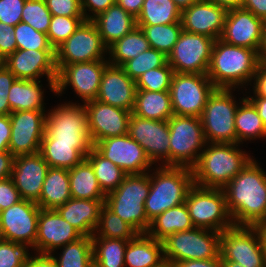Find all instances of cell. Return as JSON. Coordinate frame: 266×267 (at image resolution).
Listing matches in <instances>:
<instances>
[{"label":"cell","instance_id":"f35d334b","mask_svg":"<svg viewBox=\"0 0 266 267\" xmlns=\"http://www.w3.org/2000/svg\"><path fill=\"white\" fill-rule=\"evenodd\" d=\"M85 159L91 164L102 191L107 195L114 191L127 175L120 167L103 157L94 147Z\"/></svg>","mask_w":266,"mask_h":267},{"label":"cell","instance_id":"f907efd6","mask_svg":"<svg viewBox=\"0 0 266 267\" xmlns=\"http://www.w3.org/2000/svg\"><path fill=\"white\" fill-rule=\"evenodd\" d=\"M52 15L66 17H84L81 0H45Z\"/></svg>","mask_w":266,"mask_h":267},{"label":"cell","instance_id":"f546056e","mask_svg":"<svg viewBox=\"0 0 266 267\" xmlns=\"http://www.w3.org/2000/svg\"><path fill=\"white\" fill-rule=\"evenodd\" d=\"M72 198L70 193L69 170L49 167L42 185L39 200L41 209H57Z\"/></svg>","mask_w":266,"mask_h":267},{"label":"cell","instance_id":"8fae6325","mask_svg":"<svg viewBox=\"0 0 266 267\" xmlns=\"http://www.w3.org/2000/svg\"><path fill=\"white\" fill-rule=\"evenodd\" d=\"M215 89L207 74L174 73L169 89L173 114L200 117Z\"/></svg>","mask_w":266,"mask_h":267},{"label":"cell","instance_id":"753ad0ef","mask_svg":"<svg viewBox=\"0 0 266 267\" xmlns=\"http://www.w3.org/2000/svg\"><path fill=\"white\" fill-rule=\"evenodd\" d=\"M260 54V65L266 70V52H259Z\"/></svg>","mask_w":266,"mask_h":267},{"label":"cell","instance_id":"c3c4849f","mask_svg":"<svg viewBox=\"0 0 266 267\" xmlns=\"http://www.w3.org/2000/svg\"><path fill=\"white\" fill-rule=\"evenodd\" d=\"M85 20L84 17L52 15L47 36L53 48L56 49L66 41Z\"/></svg>","mask_w":266,"mask_h":267},{"label":"cell","instance_id":"34e18365","mask_svg":"<svg viewBox=\"0 0 266 267\" xmlns=\"http://www.w3.org/2000/svg\"><path fill=\"white\" fill-rule=\"evenodd\" d=\"M224 267H244L243 265L236 263V262H231V261H223Z\"/></svg>","mask_w":266,"mask_h":267},{"label":"cell","instance_id":"9c48e42d","mask_svg":"<svg viewBox=\"0 0 266 267\" xmlns=\"http://www.w3.org/2000/svg\"><path fill=\"white\" fill-rule=\"evenodd\" d=\"M232 90L236 89L216 88L208 98L200 116L207 143L237 144L234 120L238 103Z\"/></svg>","mask_w":266,"mask_h":267},{"label":"cell","instance_id":"7dc6e473","mask_svg":"<svg viewBox=\"0 0 266 267\" xmlns=\"http://www.w3.org/2000/svg\"><path fill=\"white\" fill-rule=\"evenodd\" d=\"M52 14L45 0H26L23 6L21 21L29 24L35 30L47 34Z\"/></svg>","mask_w":266,"mask_h":267},{"label":"cell","instance_id":"be15d7a7","mask_svg":"<svg viewBox=\"0 0 266 267\" xmlns=\"http://www.w3.org/2000/svg\"><path fill=\"white\" fill-rule=\"evenodd\" d=\"M15 75L5 66L0 67V93H9Z\"/></svg>","mask_w":266,"mask_h":267},{"label":"cell","instance_id":"5b68a950","mask_svg":"<svg viewBox=\"0 0 266 267\" xmlns=\"http://www.w3.org/2000/svg\"><path fill=\"white\" fill-rule=\"evenodd\" d=\"M126 175L122 183L105 197L104 205L129 224L138 234L150 227L145 200L150 192V173Z\"/></svg>","mask_w":266,"mask_h":267},{"label":"cell","instance_id":"7a4b0ae2","mask_svg":"<svg viewBox=\"0 0 266 267\" xmlns=\"http://www.w3.org/2000/svg\"><path fill=\"white\" fill-rule=\"evenodd\" d=\"M259 63L260 54L256 50L230 45L217 39L206 74L216 88L240 89V86H248L253 80Z\"/></svg>","mask_w":266,"mask_h":267},{"label":"cell","instance_id":"277c9868","mask_svg":"<svg viewBox=\"0 0 266 267\" xmlns=\"http://www.w3.org/2000/svg\"><path fill=\"white\" fill-rule=\"evenodd\" d=\"M150 174V192L144 206L151 222L166 210L185 203L190 187L194 184L192 168L162 166Z\"/></svg>","mask_w":266,"mask_h":267},{"label":"cell","instance_id":"003e7915","mask_svg":"<svg viewBox=\"0 0 266 267\" xmlns=\"http://www.w3.org/2000/svg\"><path fill=\"white\" fill-rule=\"evenodd\" d=\"M212 2L222 8H225L227 11L231 9L241 8L243 0H204Z\"/></svg>","mask_w":266,"mask_h":267},{"label":"cell","instance_id":"6125c7cd","mask_svg":"<svg viewBox=\"0 0 266 267\" xmlns=\"http://www.w3.org/2000/svg\"><path fill=\"white\" fill-rule=\"evenodd\" d=\"M26 267H56V265L51 255L37 254L28 257Z\"/></svg>","mask_w":266,"mask_h":267},{"label":"cell","instance_id":"7bdbcfd3","mask_svg":"<svg viewBox=\"0 0 266 267\" xmlns=\"http://www.w3.org/2000/svg\"><path fill=\"white\" fill-rule=\"evenodd\" d=\"M138 233L105 205L100 209L99 222L92 237L132 240Z\"/></svg>","mask_w":266,"mask_h":267},{"label":"cell","instance_id":"836d02e7","mask_svg":"<svg viewBox=\"0 0 266 267\" xmlns=\"http://www.w3.org/2000/svg\"><path fill=\"white\" fill-rule=\"evenodd\" d=\"M70 193L72 198L105 200L91 164L84 159L80 164L69 169Z\"/></svg>","mask_w":266,"mask_h":267},{"label":"cell","instance_id":"11e5206c","mask_svg":"<svg viewBox=\"0 0 266 267\" xmlns=\"http://www.w3.org/2000/svg\"><path fill=\"white\" fill-rule=\"evenodd\" d=\"M4 65V59L3 57L0 55V67H2Z\"/></svg>","mask_w":266,"mask_h":267},{"label":"cell","instance_id":"4fadbf2b","mask_svg":"<svg viewBox=\"0 0 266 267\" xmlns=\"http://www.w3.org/2000/svg\"><path fill=\"white\" fill-rule=\"evenodd\" d=\"M215 39L182 30L167 62L175 73L206 74Z\"/></svg>","mask_w":266,"mask_h":267},{"label":"cell","instance_id":"8992f818","mask_svg":"<svg viewBox=\"0 0 266 267\" xmlns=\"http://www.w3.org/2000/svg\"><path fill=\"white\" fill-rule=\"evenodd\" d=\"M51 109L45 119V134L42 141L74 144L85 157L93 147L88 129V114L85 105L70 101Z\"/></svg>","mask_w":266,"mask_h":267},{"label":"cell","instance_id":"9a60e30c","mask_svg":"<svg viewBox=\"0 0 266 267\" xmlns=\"http://www.w3.org/2000/svg\"><path fill=\"white\" fill-rule=\"evenodd\" d=\"M107 47L92 20H85L79 28L55 49V64L106 60Z\"/></svg>","mask_w":266,"mask_h":267},{"label":"cell","instance_id":"d6a6232c","mask_svg":"<svg viewBox=\"0 0 266 267\" xmlns=\"http://www.w3.org/2000/svg\"><path fill=\"white\" fill-rule=\"evenodd\" d=\"M41 80L15 79L8 93L11 112L45 110Z\"/></svg>","mask_w":266,"mask_h":267},{"label":"cell","instance_id":"74e56055","mask_svg":"<svg viewBox=\"0 0 266 267\" xmlns=\"http://www.w3.org/2000/svg\"><path fill=\"white\" fill-rule=\"evenodd\" d=\"M127 244V240L92 237L94 267H125Z\"/></svg>","mask_w":266,"mask_h":267},{"label":"cell","instance_id":"d590c367","mask_svg":"<svg viewBox=\"0 0 266 267\" xmlns=\"http://www.w3.org/2000/svg\"><path fill=\"white\" fill-rule=\"evenodd\" d=\"M238 103L240 106L238 105L234 120L237 144L256 138H266V127L255 106L246 97Z\"/></svg>","mask_w":266,"mask_h":267},{"label":"cell","instance_id":"ee69618b","mask_svg":"<svg viewBox=\"0 0 266 267\" xmlns=\"http://www.w3.org/2000/svg\"><path fill=\"white\" fill-rule=\"evenodd\" d=\"M167 63V56L156 49L150 48L136 58L127 61L122 68L126 74L136 81L142 74L148 70L159 68Z\"/></svg>","mask_w":266,"mask_h":267},{"label":"cell","instance_id":"816d5d0a","mask_svg":"<svg viewBox=\"0 0 266 267\" xmlns=\"http://www.w3.org/2000/svg\"><path fill=\"white\" fill-rule=\"evenodd\" d=\"M26 0H0V22L16 26L21 22Z\"/></svg>","mask_w":266,"mask_h":267},{"label":"cell","instance_id":"680465c9","mask_svg":"<svg viewBox=\"0 0 266 267\" xmlns=\"http://www.w3.org/2000/svg\"><path fill=\"white\" fill-rule=\"evenodd\" d=\"M173 267H224V265L223 260L219 255L217 258L210 260H184L177 262Z\"/></svg>","mask_w":266,"mask_h":267},{"label":"cell","instance_id":"52a82bcc","mask_svg":"<svg viewBox=\"0 0 266 267\" xmlns=\"http://www.w3.org/2000/svg\"><path fill=\"white\" fill-rule=\"evenodd\" d=\"M221 233L194 227L169 235L163 242L164 259L168 267L184 260H210L220 255Z\"/></svg>","mask_w":266,"mask_h":267},{"label":"cell","instance_id":"7c38bea8","mask_svg":"<svg viewBox=\"0 0 266 267\" xmlns=\"http://www.w3.org/2000/svg\"><path fill=\"white\" fill-rule=\"evenodd\" d=\"M220 256L223 261L244 267H266L264 250L254 226H233L221 232Z\"/></svg>","mask_w":266,"mask_h":267},{"label":"cell","instance_id":"8d00e7d4","mask_svg":"<svg viewBox=\"0 0 266 267\" xmlns=\"http://www.w3.org/2000/svg\"><path fill=\"white\" fill-rule=\"evenodd\" d=\"M181 14L173 0H144L136 25L181 23Z\"/></svg>","mask_w":266,"mask_h":267},{"label":"cell","instance_id":"8c879c8a","mask_svg":"<svg viewBox=\"0 0 266 267\" xmlns=\"http://www.w3.org/2000/svg\"><path fill=\"white\" fill-rule=\"evenodd\" d=\"M260 52H266V19L264 20L263 39Z\"/></svg>","mask_w":266,"mask_h":267},{"label":"cell","instance_id":"f5cc1de1","mask_svg":"<svg viewBox=\"0 0 266 267\" xmlns=\"http://www.w3.org/2000/svg\"><path fill=\"white\" fill-rule=\"evenodd\" d=\"M22 198L11 177L0 180V207L2 210L17 204Z\"/></svg>","mask_w":266,"mask_h":267},{"label":"cell","instance_id":"d6986e66","mask_svg":"<svg viewBox=\"0 0 266 267\" xmlns=\"http://www.w3.org/2000/svg\"><path fill=\"white\" fill-rule=\"evenodd\" d=\"M93 147L127 175L149 172L153 165L143 147L128 134L100 140Z\"/></svg>","mask_w":266,"mask_h":267},{"label":"cell","instance_id":"91938a15","mask_svg":"<svg viewBox=\"0 0 266 267\" xmlns=\"http://www.w3.org/2000/svg\"><path fill=\"white\" fill-rule=\"evenodd\" d=\"M241 7L251 11L258 18L266 19V0H243Z\"/></svg>","mask_w":266,"mask_h":267},{"label":"cell","instance_id":"2e32d148","mask_svg":"<svg viewBox=\"0 0 266 267\" xmlns=\"http://www.w3.org/2000/svg\"><path fill=\"white\" fill-rule=\"evenodd\" d=\"M40 207L22 199L0 213V238L21 243L34 249Z\"/></svg>","mask_w":266,"mask_h":267},{"label":"cell","instance_id":"681fc988","mask_svg":"<svg viewBox=\"0 0 266 267\" xmlns=\"http://www.w3.org/2000/svg\"><path fill=\"white\" fill-rule=\"evenodd\" d=\"M28 252L26 245L0 238V267H26Z\"/></svg>","mask_w":266,"mask_h":267},{"label":"cell","instance_id":"6f0895ef","mask_svg":"<svg viewBox=\"0 0 266 267\" xmlns=\"http://www.w3.org/2000/svg\"><path fill=\"white\" fill-rule=\"evenodd\" d=\"M253 81L254 97L266 98V70L260 64L253 77Z\"/></svg>","mask_w":266,"mask_h":267},{"label":"cell","instance_id":"a7ac6f4b","mask_svg":"<svg viewBox=\"0 0 266 267\" xmlns=\"http://www.w3.org/2000/svg\"><path fill=\"white\" fill-rule=\"evenodd\" d=\"M255 229L257 230L262 248L264 250L265 260H266V222H260L254 225Z\"/></svg>","mask_w":266,"mask_h":267},{"label":"cell","instance_id":"5bb4252c","mask_svg":"<svg viewBox=\"0 0 266 267\" xmlns=\"http://www.w3.org/2000/svg\"><path fill=\"white\" fill-rule=\"evenodd\" d=\"M108 65V60L56 65L55 94L60 96L67 86H71L83 103L95 100L98 95L103 72Z\"/></svg>","mask_w":266,"mask_h":267},{"label":"cell","instance_id":"e0dca14e","mask_svg":"<svg viewBox=\"0 0 266 267\" xmlns=\"http://www.w3.org/2000/svg\"><path fill=\"white\" fill-rule=\"evenodd\" d=\"M46 110L14 111L9 114L11 138L9 152L13 156L40 152L45 134Z\"/></svg>","mask_w":266,"mask_h":267},{"label":"cell","instance_id":"db71d44e","mask_svg":"<svg viewBox=\"0 0 266 267\" xmlns=\"http://www.w3.org/2000/svg\"><path fill=\"white\" fill-rule=\"evenodd\" d=\"M14 26L0 22V55L5 60L17 50Z\"/></svg>","mask_w":266,"mask_h":267},{"label":"cell","instance_id":"ab89813d","mask_svg":"<svg viewBox=\"0 0 266 267\" xmlns=\"http://www.w3.org/2000/svg\"><path fill=\"white\" fill-rule=\"evenodd\" d=\"M49 167L72 169L80 164L85 156L74 147V144L41 141L39 152Z\"/></svg>","mask_w":266,"mask_h":267},{"label":"cell","instance_id":"f1b7e54d","mask_svg":"<svg viewBox=\"0 0 266 267\" xmlns=\"http://www.w3.org/2000/svg\"><path fill=\"white\" fill-rule=\"evenodd\" d=\"M92 21L97 26L102 42L107 48L136 27V18L117 3Z\"/></svg>","mask_w":266,"mask_h":267},{"label":"cell","instance_id":"03108f58","mask_svg":"<svg viewBox=\"0 0 266 267\" xmlns=\"http://www.w3.org/2000/svg\"><path fill=\"white\" fill-rule=\"evenodd\" d=\"M256 108L259 116L266 127V98L263 97H246Z\"/></svg>","mask_w":266,"mask_h":267},{"label":"cell","instance_id":"ac0fdd59","mask_svg":"<svg viewBox=\"0 0 266 267\" xmlns=\"http://www.w3.org/2000/svg\"><path fill=\"white\" fill-rule=\"evenodd\" d=\"M128 135L143 147L152 164L161 161L162 166H169L168 120L145 119L131 113Z\"/></svg>","mask_w":266,"mask_h":267},{"label":"cell","instance_id":"9f6ffc18","mask_svg":"<svg viewBox=\"0 0 266 267\" xmlns=\"http://www.w3.org/2000/svg\"><path fill=\"white\" fill-rule=\"evenodd\" d=\"M11 123L9 115H0V152L9 151Z\"/></svg>","mask_w":266,"mask_h":267},{"label":"cell","instance_id":"f6af8a7d","mask_svg":"<svg viewBox=\"0 0 266 267\" xmlns=\"http://www.w3.org/2000/svg\"><path fill=\"white\" fill-rule=\"evenodd\" d=\"M17 49L21 50H55L50 44L47 34L35 30L25 22L14 26Z\"/></svg>","mask_w":266,"mask_h":267},{"label":"cell","instance_id":"60d3db41","mask_svg":"<svg viewBox=\"0 0 266 267\" xmlns=\"http://www.w3.org/2000/svg\"><path fill=\"white\" fill-rule=\"evenodd\" d=\"M59 259L51 254L56 267H94L92 237L83 236L79 240L60 248Z\"/></svg>","mask_w":266,"mask_h":267},{"label":"cell","instance_id":"7402d4cb","mask_svg":"<svg viewBox=\"0 0 266 267\" xmlns=\"http://www.w3.org/2000/svg\"><path fill=\"white\" fill-rule=\"evenodd\" d=\"M81 237L83 235L63 219L56 209H40L35 239L36 254L51 255L56 249Z\"/></svg>","mask_w":266,"mask_h":267},{"label":"cell","instance_id":"d4e9b609","mask_svg":"<svg viewBox=\"0 0 266 267\" xmlns=\"http://www.w3.org/2000/svg\"><path fill=\"white\" fill-rule=\"evenodd\" d=\"M227 10L212 2L198 0L181 14L184 31L220 39Z\"/></svg>","mask_w":266,"mask_h":267},{"label":"cell","instance_id":"83f0119b","mask_svg":"<svg viewBox=\"0 0 266 267\" xmlns=\"http://www.w3.org/2000/svg\"><path fill=\"white\" fill-rule=\"evenodd\" d=\"M124 265L125 267H168L164 259L163 242L147 233L137 234L128 241Z\"/></svg>","mask_w":266,"mask_h":267},{"label":"cell","instance_id":"1f68e13d","mask_svg":"<svg viewBox=\"0 0 266 267\" xmlns=\"http://www.w3.org/2000/svg\"><path fill=\"white\" fill-rule=\"evenodd\" d=\"M132 113L145 119L168 120L174 115L169 91L137 90Z\"/></svg>","mask_w":266,"mask_h":267},{"label":"cell","instance_id":"30bf717a","mask_svg":"<svg viewBox=\"0 0 266 267\" xmlns=\"http://www.w3.org/2000/svg\"><path fill=\"white\" fill-rule=\"evenodd\" d=\"M169 125V166L192 168L207 144L200 117L173 115Z\"/></svg>","mask_w":266,"mask_h":267},{"label":"cell","instance_id":"4dcf8cb0","mask_svg":"<svg viewBox=\"0 0 266 267\" xmlns=\"http://www.w3.org/2000/svg\"><path fill=\"white\" fill-rule=\"evenodd\" d=\"M193 228L194 225L191 221L188 207L185 203H182L166 210L153 219L146 233L158 241H163L171 234Z\"/></svg>","mask_w":266,"mask_h":267},{"label":"cell","instance_id":"ffe728a7","mask_svg":"<svg viewBox=\"0 0 266 267\" xmlns=\"http://www.w3.org/2000/svg\"><path fill=\"white\" fill-rule=\"evenodd\" d=\"M4 65L16 79L39 80L47 76L49 88L55 93L57 79L55 50L17 49L4 60Z\"/></svg>","mask_w":266,"mask_h":267},{"label":"cell","instance_id":"89a4df30","mask_svg":"<svg viewBox=\"0 0 266 267\" xmlns=\"http://www.w3.org/2000/svg\"><path fill=\"white\" fill-rule=\"evenodd\" d=\"M7 96L8 93H0V115H9L11 113Z\"/></svg>","mask_w":266,"mask_h":267},{"label":"cell","instance_id":"4316f807","mask_svg":"<svg viewBox=\"0 0 266 267\" xmlns=\"http://www.w3.org/2000/svg\"><path fill=\"white\" fill-rule=\"evenodd\" d=\"M105 200L70 198L56 210L83 236L92 237L99 222V213Z\"/></svg>","mask_w":266,"mask_h":267},{"label":"cell","instance_id":"e575fe53","mask_svg":"<svg viewBox=\"0 0 266 267\" xmlns=\"http://www.w3.org/2000/svg\"><path fill=\"white\" fill-rule=\"evenodd\" d=\"M150 43L142 29L138 26L107 48L108 62L114 66H123L127 61L136 58L150 49Z\"/></svg>","mask_w":266,"mask_h":267},{"label":"cell","instance_id":"b9f144b4","mask_svg":"<svg viewBox=\"0 0 266 267\" xmlns=\"http://www.w3.org/2000/svg\"><path fill=\"white\" fill-rule=\"evenodd\" d=\"M142 29L150 47L168 56L183 30L182 23L136 25Z\"/></svg>","mask_w":266,"mask_h":267},{"label":"cell","instance_id":"3957f363","mask_svg":"<svg viewBox=\"0 0 266 267\" xmlns=\"http://www.w3.org/2000/svg\"><path fill=\"white\" fill-rule=\"evenodd\" d=\"M239 144L207 143L192 167L195 185L223 189L252 159Z\"/></svg>","mask_w":266,"mask_h":267},{"label":"cell","instance_id":"94428289","mask_svg":"<svg viewBox=\"0 0 266 267\" xmlns=\"http://www.w3.org/2000/svg\"><path fill=\"white\" fill-rule=\"evenodd\" d=\"M14 156L9 151L0 152V180L11 177Z\"/></svg>","mask_w":266,"mask_h":267},{"label":"cell","instance_id":"603a6c76","mask_svg":"<svg viewBox=\"0 0 266 267\" xmlns=\"http://www.w3.org/2000/svg\"><path fill=\"white\" fill-rule=\"evenodd\" d=\"M264 20L251 11L236 8L227 11L220 39L227 44L261 50Z\"/></svg>","mask_w":266,"mask_h":267},{"label":"cell","instance_id":"ba28073f","mask_svg":"<svg viewBox=\"0 0 266 267\" xmlns=\"http://www.w3.org/2000/svg\"><path fill=\"white\" fill-rule=\"evenodd\" d=\"M185 204L194 227L221 233L234 226L223 189L193 184L188 190Z\"/></svg>","mask_w":266,"mask_h":267},{"label":"cell","instance_id":"cb8c5ba5","mask_svg":"<svg viewBox=\"0 0 266 267\" xmlns=\"http://www.w3.org/2000/svg\"><path fill=\"white\" fill-rule=\"evenodd\" d=\"M48 169L40 153L14 156L11 178L22 199L39 200Z\"/></svg>","mask_w":266,"mask_h":267},{"label":"cell","instance_id":"e7e4bbea","mask_svg":"<svg viewBox=\"0 0 266 267\" xmlns=\"http://www.w3.org/2000/svg\"><path fill=\"white\" fill-rule=\"evenodd\" d=\"M143 2L144 0H116V3L134 18H137L140 14Z\"/></svg>","mask_w":266,"mask_h":267},{"label":"cell","instance_id":"484cf974","mask_svg":"<svg viewBox=\"0 0 266 267\" xmlns=\"http://www.w3.org/2000/svg\"><path fill=\"white\" fill-rule=\"evenodd\" d=\"M136 83L121 66L109 64L102 75L96 100L133 112Z\"/></svg>","mask_w":266,"mask_h":267},{"label":"cell","instance_id":"11a10c76","mask_svg":"<svg viewBox=\"0 0 266 267\" xmlns=\"http://www.w3.org/2000/svg\"><path fill=\"white\" fill-rule=\"evenodd\" d=\"M115 3L116 0H81L83 16L86 20H93ZM89 11H91L92 15H90Z\"/></svg>","mask_w":266,"mask_h":267},{"label":"cell","instance_id":"6da1fadb","mask_svg":"<svg viewBox=\"0 0 266 267\" xmlns=\"http://www.w3.org/2000/svg\"><path fill=\"white\" fill-rule=\"evenodd\" d=\"M252 159L224 188L235 226L266 222V172Z\"/></svg>","mask_w":266,"mask_h":267},{"label":"cell","instance_id":"bcb514c9","mask_svg":"<svg viewBox=\"0 0 266 267\" xmlns=\"http://www.w3.org/2000/svg\"><path fill=\"white\" fill-rule=\"evenodd\" d=\"M173 68L167 62L164 66L148 70L136 81L137 90L169 91L174 75Z\"/></svg>","mask_w":266,"mask_h":267},{"label":"cell","instance_id":"44dd1931","mask_svg":"<svg viewBox=\"0 0 266 267\" xmlns=\"http://www.w3.org/2000/svg\"><path fill=\"white\" fill-rule=\"evenodd\" d=\"M88 114V129L93 143L128 134L130 111L91 100L84 103Z\"/></svg>","mask_w":266,"mask_h":267},{"label":"cell","instance_id":"2644e50d","mask_svg":"<svg viewBox=\"0 0 266 267\" xmlns=\"http://www.w3.org/2000/svg\"><path fill=\"white\" fill-rule=\"evenodd\" d=\"M176 6L181 10L187 9L198 0H173Z\"/></svg>","mask_w":266,"mask_h":267}]
</instances>
